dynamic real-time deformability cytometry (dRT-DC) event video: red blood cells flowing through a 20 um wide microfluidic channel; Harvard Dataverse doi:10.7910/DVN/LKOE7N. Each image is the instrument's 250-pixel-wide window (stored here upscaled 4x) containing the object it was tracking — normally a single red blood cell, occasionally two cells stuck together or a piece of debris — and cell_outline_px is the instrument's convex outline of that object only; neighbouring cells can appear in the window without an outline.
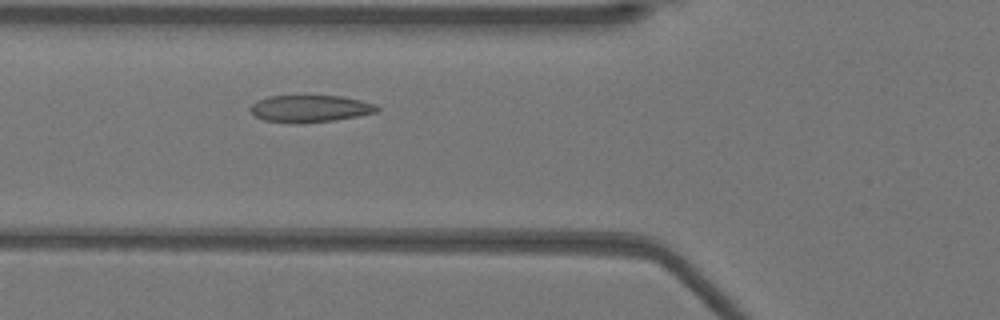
{"species": "Egyptian fruit bat (a non-hibernating species)", "species_latin": "Rousettus aegyptiacus", "temperature_condition": "warm", "stored_images_in_passage": 45, "camera_frame_rate_fps": 3000, "um_per_image_px": 0.085, "animal": {"sex": "female"}, "frame": {"image": 1, "passage_image": 12, "time_ms": 3.667, "image_size_px": [1000, 320], "cell_outline_px": [[380, 112], [336, 120], [300, 124], [296, 124], [264, 120], [256, 116], [248, 108], [256, 100], [268, 96], [340, 96], [360, 100], [376, 104], [380, 108]], "centroid_in_image_um": [26.37, 9.24], "position_along_channel_um": 99.4, "area_um2": 20.23}}
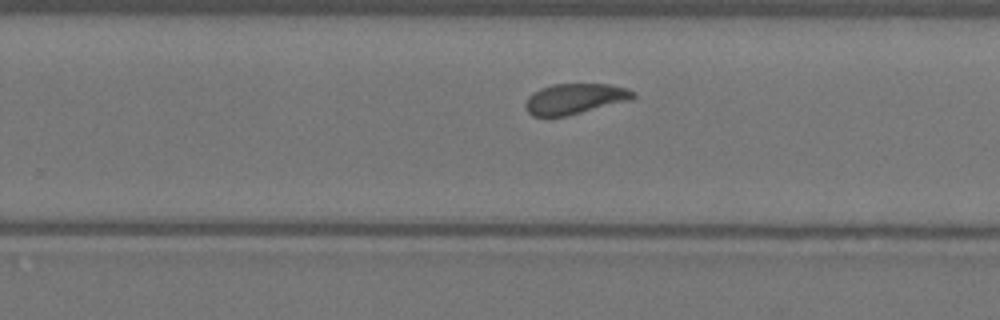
{"frame": {"image": 2, "passage_image": 26, "time_ms": 8.333, "image_size_px": [1000, 320], "cell_outline_px": [[636, 96], [628, 100], [568, 116], [532, 116], [524, 108], [524, 104], [528, 96], [532, 92], [540, 88], [552, 84], [608, 84], [628, 88], [636, 92]], "centroid_in_image_um": [48.82, 8.39], "position_along_channel_um": 281.0, "area_um2": 19.25}}
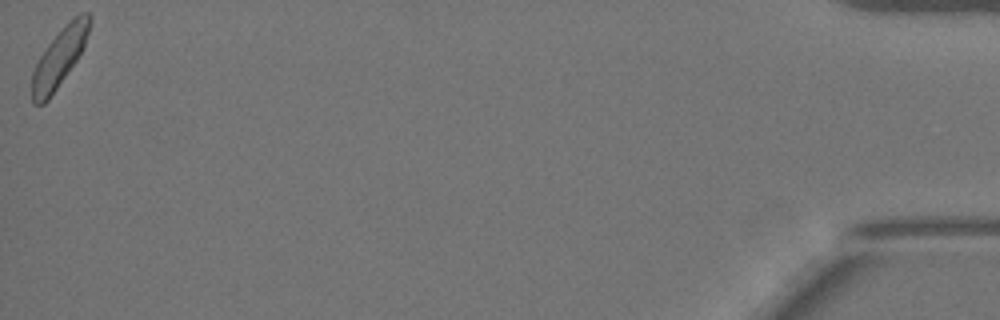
{"frame": {"image": 3, "passage_image": 45, "time_ms": 14.667, "image_size_px": [1000, 320], "cell_outline_px": [[92, 20], [84, 44], [76, 60], [48, 100], [44, 104], [32, 104], [32, 72], [40, 56], [48, 44], [76, 16], [84, 12], [88, 12], [92, 16]], "centroid_in_image_um": [5.03, 4.93], "position_along_channel_um": 430.2, "area_um2": 18.79}, "authors_computed_cell_mechanics": {"area_um2": 19.652, "velocity_mm_per_s": 3.8927, "shape_relaxation_time_tau1_ms": 2.9636, "shape_relaxation_time_tau2_ms": 0.8323, "deformation_change_tau1": 0.0929, "deformation_change_tau2": 0.082}}